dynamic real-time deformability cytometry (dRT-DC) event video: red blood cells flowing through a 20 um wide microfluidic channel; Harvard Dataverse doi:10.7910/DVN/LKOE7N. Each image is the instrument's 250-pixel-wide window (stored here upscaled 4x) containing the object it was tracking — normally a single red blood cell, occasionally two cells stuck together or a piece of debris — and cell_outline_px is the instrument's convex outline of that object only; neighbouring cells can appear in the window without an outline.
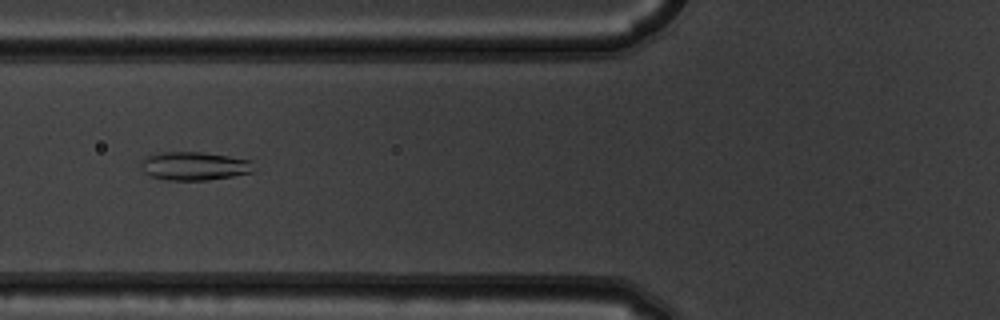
{"species": "common noctule bat (a hibernating species)", "species_latin": "Nyctalus noctula", "temperature_condition": "warm", "stored_images_in_passage": 6, "camera_frame_rate_fps": 3000, "um_per_image_px": 0.085, "animal": {"sex": "male", "body_mass_g": 19.5, "forearm_length_mm": 54.6}, "frame": {"image": 1, "passage_image": 3, "time_ms": 0.667, "image_size_px": [1000, 320], "cell_outline_px": [[252, 172], [232, 176], [208, 180], [168, 180], [148, 176], [144, 172], [140, 164], [148, 156], [164, 152], [200, 152], [228, 156], [252, 160]], "centroid_in_image_um": [16.51, 14.12], "position_along_channel_um": 109.3, "area_um2": 18.5}}
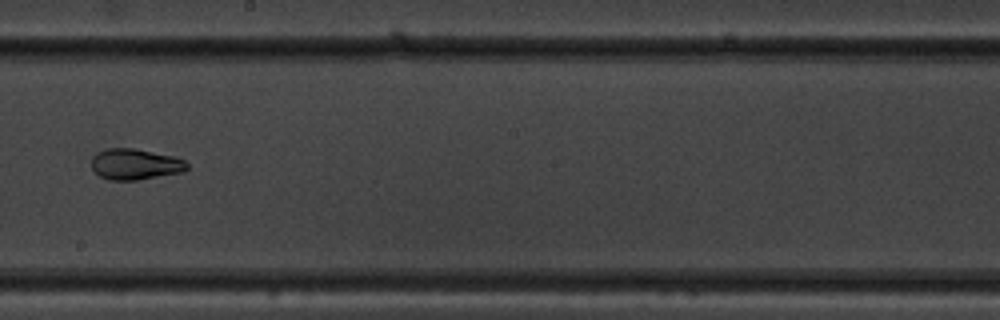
{"frame": {"image": 2, "passage_image": 6, "time_ms": 1.667, "image_size_px": [1000, 320], "cell_outline_px": [[188, 168], [184, 172], [136, 180], [108, 180], [100, 176], [92, 168], [92, 156], [96, 152], [104, 148], [132, 148], [176, 156], [184, 160], [188, 164]], "centroid_in_image_um": [11.49, 13.95], "position_along_channel_um": 236.7, "area_um2": 17.4}}